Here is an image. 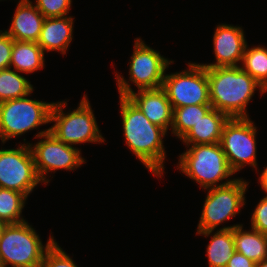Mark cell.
Segmentation results:
<instances>
[{
  "label": "cell",
  "mask_w": 267,
  "mask_h": 267,
  "mask_svg": "<svg viewBox=\"0 0 267 267\" xmlns=\"http://www.w3.org/2000/svg\"><path fill=\"white\" fill-rule=\"evenodd\" d=\"M119 102L126 146L148 171L163 177L166 158L163 139L168 132L151 123L128 97L119 96Z\"/></svg>",
  "instance_id": "cell-1"
},
{
  "label": "cell",
  "mask_w": 267,
  "mask_h": 267,
  "mask_svg": "<svg viewBox=\"0 0 267 267\" xmlns=\"http://www.w3.org/2000/svg\"><path fill=\"white\" fill-rule=\"evenodd\" d=\"M205 68L211 106L229 118L249 117L248 103L257 88L263 96L266 92L263 87L240 66Z\"/></svg>",
  "instance_id": "cell-2"
},
{
  "label": "cell",
  "mask_w": 267,
  "mask_h": 267,
  "mask_svg": "<svg viewBox=\"0 0 267 267\" xmlns=\"http://www.w3.org/2000/svg\"><path fill=\"white\" fill-rule=\"evenodd\" d=\"M186 147L187 150L178 156L176 169L198 183L200 189L224 186L236 179L229 178L235 173L231 170L219 143Z\"/></svg>",
  "instance_id": "cell-3"
},
{
  "label": "cell",
  "mask_w": 267,
  "mask_h": 267,
  "mask_svg": "<svg viewBox=\"0 0 267 267\" xmlns=\"http://www.w3.org/2000/svg\"><path fill=\"white\" fill-rule=\"evenodd\" d=\"M67 102V100L54 102L50 115V122H54V125L49 127L50 132L60 142L71 146L82 143H104L105 139L99 130L87 95H83L76 109L66 113L64 109Z\"/></svg>",
  "instance_id": "cell-4"
},
{
  "label": "cell",
  "mask_w": 267,
  "mask_h": 267,
  "mask_svg": "<svg viewBox=\"0 0 267 267\" xmlns=\"http://www.w3.org/2000/svg\"><path fill=\"white\" fill-rule=\"evenodd\" d=\"M55 241L50 235L42 243L36 230L27 222L6 224L0 235V257L4 267H40L44 254Z\"/></svg>",
  "instance_id": "cell-5"
},
{
  "label": "cell",
  "mask_w": 267,
  "mask_h": 267,
  "mask_svg": "<svg viewBox=\"0 0 267 267\" xmlns=\"http://www.w3.org/2000/svg\"><path fill=\"white\" fill-rule=\"evenodd\" d=\"M133 53L129 60V82L116 72V84L119 96L127 97L134 90L130 82L138 90L158 89L162 87L165 72L173 60L165 58L159 51L145 44L139 37L135 38Z\"/></svg>",
  "instance_id": "cell-6"
},
{
  "label": "cell",
  "mask_w": 267,
  "mask_h": 267,
  "mask_svg": "<svg viewBox=\"0 0 267 267\" xmlns=\"http://www.w3.org/2000/svg\"><path fill=\"white\" fill-rule=\"evenodd\" d=\"M29 95L0 103V140L4 145L11 138L23 136L50 122L54 102L28 98Z\"/></svg>",
  "instance_id": "cell-7"
},
{
  "label": "cell",
  "mask_w": 267,
  "mask_h": 267,
  "mask_svg": "<svg viewBox=\"0 0 267 267\" xmlns=\"http://www.w3.org/2000/svg\"><path fill=\"white\" fill-rule=\"evenodd\" d=\"M248 185L249 182L238 177L227 185L205 189L207 196L196 231L219 230L220 224L240 214Z\"/></svg>",
  "instance_id": "cell-8"
},
{
  "label": "cell",
  "mask_w": 267,
  "mask_h": 267,
  "mask_svg": "<svg viewBox=\"0 0 267 267\" xmlns=\"http://www.w3.org/2000/svg\"><path fill=\"white\" fill-rule=\"evenodd\" d=\"M35 138L37 143H28L33 155L37 174L41 181L47 185L50 179L47 177L57 170H76L86 163L82 157L81 149L60 142L51 132L50 128L39 131ZM41 138V139H40Z\"/></svg>",
  "instance_id": "cell-9"
},
{
  "label": "cell",
  "mask_w": 267,
  "mask_h": 267,
  "mask_svg": "<svg viewBox=\"0 0 267 267\" xmlns=\"http://www.w3.org/2000/svg\"><path fill=\"white\" fill-rule=\"evenodd\" d=\"M246 118H229L225 123L220 146L226 155L231 170L236 174L244 166H251L257 170V127L254 122Z\"/></svg>",
  "instance_id": "cell-10"
},
{
  "label": "cell",
  "mask_w": 267,
  "mask_h": 267,
  "mask_svg": "<svg viewBox=\"0 0 267 267\" xmlns=\"http://www.w3.org/2000/svg\"><path fill=\"white\" fill-rule=\"evenodd\" d=\"M188 69L167 74L162 89L172 108L189 105L211 104L207 70L201 63L190 62Z\"/></svg>",
  "instance_id": "cell-11"
},
{
  "label": "cell",
  "mask_w": 267,
  "mask_h": 267,
  "mask_svg": "<svg viewBox=\"0 0 267 267\" xmlns=\"http://www.w3.org/2000/svg\"><path fill=\"white\" fill-rule=\"evenodd\" d=\"M15 149H0V188L23 193L27 198L43 183L39 178L29 142Z\"/></svg>",
  "instance_id": "cell-12"
},
{
  "label": "cell",
  "mask_w": 267,
  "mask_h": 267,
  "mask_svg": "<svg viewBox=\"0 0 267 267\" xmlns=\"http://www.w3.org/2000/svg\"><path fill=\"white\" fill-rule=\"evenodd\" d=\"M242 27L232 24H219L213 35L215 62L201 65L204 67L241 66L247 41Z\"/></svg>",
  "instance_id": "cell-13"
},
{
  "label": "cell",
  "mask_w": 267,
  "mask_h": 267,
  "mask_svg": "<svg viewBox=\"0 0 267 267\" xmlns=\"http://www.w3.org/2000/svg\"><path fill=\"white\" fill-rule=\"evenodd\" d=\"M127 97L151 123L166 131L171 128L173 109L162 88L133 91Z\"/></svg>",
  "instance_id": "cell-14"
},
{
  "label": "cell",
  "mask_w": 267,
  "mask_h": 267,
  "mask_svg": "<svg viewBox=\"0 0 267 267\" xmlns=\"http://www.w3.org/2000/svg\"><path fill=\"white\" fill-rule=\"evenodd\" d=\"M45 17L30 0H18L12 22L4 30L13 40L37 42Z\"/></svg>",
  "instance_id": "cell-15"
},
{
  "label": "cell",
  "mask_w": 267,
  "mask_h": 267,
  "mask_svg": "<svg viewBox=\"0 0 267 267\" xmlns=\"http://www.w3.org/2000/svg\"><path fill=\"white\" fill-rule=\"evenodd\" d=\"M74 18L72 16L45 18L37 44L46 53L68 51L73 39Z\"/></svg>",
  "instance_id": "cell-16"
},
{
  "label": "cell",
  "mask_w": 267,
  "mask_h": 267,
  "mask_svg": "<svg viewBox=\"0 0 267 267\" xmlns=\"http://www.w3.org/2000/svg\"><path fill=\"white\" fill-rule=\"evenodd\" d=\"M241 224L223 226L219 230L196 232V235L211 237L206 248L209 267H226L235 252L234 228Z\"/></svg>",
  "instance_id": "cell-17"
},
{
  "label": "cell",
  "mask_w": 267,
  "mask_h": 267,
  "mask_svg": "<svg viewBox=\"0 0 267 267\" xmlns=\"http://www.w3.org/2000/svg\"><path fill=\"white\" fill-rule=\"evenodd\" d=\"M228 120L226 114L212 108L181 140L185 145L219 143Z\"/></svg>",
  "instance_id": "cell-18"
},
{
  "label": "cell",
  "mask_w": 267,
  "mask_h": 267,
  "mask_svg": "<svg viewBox=\"0 0 267 267\" xmlns=\"http://www.w3.org/2000/svg\"><path fill=\"white\" fill-rule=\"evenodd\" d=\"M45 52L37 42L13 40L10 68L31 74L45 66Z\"/></svg>",
  "instance_id": "cell-19"
},
{
  "label": "cell",
  "mask_w": 267,
  "mask_h": 267,
  "mask_svg": "<svg viewBox=\"0 0 267 267\" xmlns=\"http://www.w3.org/2000/svg\"><path fill=\"white\" fill-rule=\"evenodd\" d=\"M235 251L254 263L267 258V235L253 229L244 230L243 224L234 228Z\"/></svg>",
  "instance_id": "cell-20"
},
{
  "label": "cell",
  "mask_w": 267,
  "mask_h": 267,
  "mask_svg": "<svg viewBox=\"0 0 267 267\" xmlns=\"http://www.w3.org/2000/svg\"><path fill=\"white\" fill-rule=\"evenodd\" d=\"M213 107L211 104L189 105L173 109L171 132L180 140L192 126L204 117Z\"/></svg>",
  "instance_id": "cell-21"
},
{
  "label": "cell",
  "mask_w": 267,
  "mask_h": 267,
  "mask_svg": "<svg viewBox=\"0 0 267 267\" xmlns=\"http://www.w3.org/2000/svg\"><path fill=\"white\" fill-rule=\"evenodd\" d=\"M34 87L20 72L6 68L0 70V103L32 94Z\"/></svg>",
  "instance_id": "cell-22"
},
{
  "label": "cell",
  "mask_w": 267,
  "mask_h": 267,
  "mask_svg": "<svg viewBox=\"0 0 267 267\" xmlns=\"http://www.w3.org/2000/svg\"><path fill=\"white\" fill-rule=\"evenodd\" d=\"M242 66L267 92V48L266 46L249 47L247 44L242 57Z\"/></svg>",
  "instance_id": "cell-23"
},
{
  "label": "cell",
  "mask_w": 267,
  "mask_h": 267,
  "mask_svg": "<svg viewBox=\"0 0 267 267\" xmlns=\"http://www.w3.org/2000/svg\"><path fill=\"white\" fill-rule=\"evenodd\" d=\"M27 197L12 189L0 188V220L5 224H17L26 221L22 217Z\"/></svg>",
  "instance_id": "cell-24"
},
{
  "label": "cell",
  "mask_w": 267,
  "mask_h": 267,
  "mask_svg": "<svg viewBox=\"0 0 267 267\" xmlns=\"http://www.w3.org/2000/svg\"><path fill=\"white\" fill-rule=\"evenodd\" d=\"M40 267H78L73 258H71L58 245L56 240L47 249L44 254L43 262Z\"/></svg>",
  "instance_id": "cell-25"
},
{
  "label": "cell",
  "mask_w": 267,
  "mask_h": 267,
  "mask_svg": "<svg viewBox=\"0 0 267 267\" xmlns=\"http://www.w3.org/2000/svg\"><path fill=\"white\" fill-rule=\"evenodd\" d=\"M36 8L45 18L68 16L72 0H36Z\"/></svg>",
  "instance_id": "cell-26"
},
{
  "label": "cell",
  "mask_w": 267,
  "mask_h": 267,
  "mask_svg": "<svg viewBox=\"0 0 267 267\" xmlns=\"http://www.w3.org/2000/svg\"><path fill=\"white\" fill-rule=\"evenodd\" d=\"M251 228L267 235V196L257 203L251 215Z\"/></svg>",
  "instance_id": "cell-27"
},
{
  "label": "cell",
  "mask_w": 267,
  "mask_h": 267,
  "mask_svg": "<svg viewBox=\"0 0 267 267\" xmlns=\"http://www.w3.org/2000/svg\"><path fill=\"white\" fill-rule=\"evenodd\" d=\"M13 39L0 30V70L10 68Z\"/></svg>",
  "instance_id": "cell-28"
},
{
  "label": "cell",
  "mask_w": 267,
  "mask_h": 267,
  "mask_svg": "<svg viewBox=\"0 0 267 267\" xmlns=\"http://www.w3.org/2000/svg\"><path fill=\"white\" fill-rule=\"evenodd\" d=\"M255 263L245 255L235 251L226 267H254Z\"/></svg>",
  "instance_id": "cell-29"
},
{
  "label": "cell",
  "mask_w": 267,
  "mask_h": 267,
  "mask_svg": "<svg viewBox=\"0 0 267 267\" xmlns=\"http://www.w3.org/2000/svg\"><path fill=\"white\" fill-rule=\"evenodd\" d=\"M261 172L262 173L260 174L258 180L261 185V189L264 190L267 196V166H265L264 170Z\"/></svg>",
  "instance_id": "cell-30"
},
{
  "label": "cell",
  "mask_w": 267,
  "mask_h": 267,
  "mask_svg": "<svg viewBox=\"0 0 267 267\" xmlns=\"http://www.w3.org/2000/svg\"><path fill=\"white\" fill-rule=\"evenodd\" d=\"M254 267H267V258H265L264 260H262L258 263H255Z\"/></svg>",
  "instance_id": "cell-31"
},
{
  "label": "cell",
  "mask_w": 267,
  "mask_h": 267,
  "mask_svg": "<svg viewBox=\"0 0 267 267\" xmlns=\"http://www.w3.org/2000/svg\"><path fill=\"white\" fill-rule=\"evenodd\" d=\"M5 225L6 224L3 221L0 220V235H1V232H2V230H3Z\"/></svg>",
  "instance_id": "cell-32"
},
{
  "label": "cell",
  "mask_w": 267,
  "mask_h": 267,
  "mask_svg": "<svg viewBox=\"0 0 267 267\" xmlns=\"http://www.w3.org/2000/svg\"><path fill=\"white\" fill-rule=\"evenodd\" d=\"M0 267H4L0 257Z\"/></svg>",
  "instance_id": "cell-33"
}]
</instances>
